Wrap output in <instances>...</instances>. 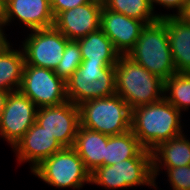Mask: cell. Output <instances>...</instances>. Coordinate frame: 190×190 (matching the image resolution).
<instances>
[{"mask_svg":"<svg viewBox=\"0 0 190 190\" xmlns=\"http://www.w3.org/2000/svg\"><path fill=\"white\" fill-rule=\"evenodd\" d=\"M181 114L165 98L136 107L131 110V131L146 150L152 151L160 143L183 134Z\"/></svg>","mask_w":190,"mask_h":190,"instance_id":"6da1fadb","label":"cell"},{"mask_svg":"<svg viewBox=\"0 0 190 190\" xmlns=\"http://www.w3.org/2000/svg\"><path fill=\"white\" fill-rule=\"evenodd\" d=\"M115 80L116 94L131 110L164 98V81L127 55L119 56L115 65Z\"/></svg>","mask_w":190,"mask_h":190,"instance_id":"7a4b0ae2","label":"cell"},{"mask_svg":"<svg viewBox=\"0 0 190 190\" xmlns=\"http://www.w3.org/2000/svg\"><path fill=\"white\" fill-rule=\"evenodd\" d=\"M126 55L163 81L177 73L172 59L165 18L146 24L135 46Z\"/></svg>","mask_w":190,"mask_h":190,"instance_id":"3957f363","label":"cell"},{"mask_svg":"<svg viewBox=\"0 0 190 190\" xmlns=\"http://www.w3.org/2000/svg\"><path fill=\"white\" fill-rule=\"evenodd\" d=\"M115 65L82 61L65 82L67 99L78 106L91 99L115 95Z\"/></svg>","mask_w":190,"mask_h":190,"instance_id":"277c9868","label":"cell"},{"mask_svg":"<svg viewBox=\"0 0 190 190\" xmlns=\"http://www.w3.org/2000/svg\"><path fill=\"white\" fill-rule=\"evenodd\" d=\"M80 126L113 136L131 130V109L117 94L78 105Z\"/></svg>","mask_w":190,"mask_h":190,"instance_id":"5b68a950","label":"cell"},{"mask_svg":"<svg viewBox=\"0 0 190 190\" xmlns=\"http://www.w3.org/2000/svg\"><path fill=\"white\" fill-rule=\"evenodd\" d=\"M90 183L109 189L134 186L157 187L153 176L152 152L145 148L134 158L100 166L90 174Z\"/></svg>","mask_w":190,"mask_h":190,"instance_id":"8992f818","label":"cell"},{"mask_svg":"<svg viewBox=\"0 0 190 190\" xmlns=\"http://www.w3.org/2000/svg\"><path fill=\"white\" fill-rule=\"evenodd\" d=\"M43 182L57 188L79 189L90 184V172L73 147H63L31 171Z\"/></svg>","mask_w":190,"mask_h":190,"instance_id":"52a82bcc","label":"cell"},{"mask_svg":"<svg viewBox=\"0 0 190 190\" xmlns=\"http://www.w3.org/2000/svg\"><path fill=\"white\" fill-rule=\"evenodd\" d=\"M19 91L38 108L68 101L65 81L52 69L24 65Z\"/></svg>","mask_w":190,"mask_h":190,"instance_id":"ba28073f","label":"cell"},{"mask_svg":"<svg viewBox=\"0 0 190 190\" xmlns=\"http://www.w3.org/2000/svg\"><path fill=\"white\" fill-rule=\"evenodd\" d=\"M31 32L22 42L25 65L55 70L70 40L54 26Z\"/></svg>","mask_w":190,"mask_h":190,"instance_id":"9c48e42d","label":"cell"},{"mask_svg":"<svg viewBox=\"0 0 190 190\" xmlns=\"http://www.w3.org/2000/svg\"><path fill=\"white\" fill-rule=\"evenodd\" d=\"M38 107L19 90L10 92L0 117V136L13 148L35 123Z\"/></svg>","mask_w":190,"mask_h":190,"instance_id":"30bf717a","label":"cell"},{"mask_svg":"<svg viewBox=\"0 0 190 190\" xmlns=\"http://www.w3.org/2000/svg\"><path fill=\"white\" fill-rule=\"evenodd\" d=\"M36 122L62 147H73L80 126L79 107L68 100L60 105L38 108Z\"/></svg>","mask_w":190,"mask_h":190,"instance_id":"8fae6325","label":"cell"},{"mask_svg":"<svg viewBox=\"0 0 190 190\" xmlns=\"http://www.w3.org/2000/svg\"><path fill=\"white\" fill-rule=\"evenodd\" d=\"M103 4L91 1L58 13L53 26L69 40H78L100 28Z\"/></svg>","mask_w":190,"mask_h":190,"instance_id":"7c38bea8","label":"cell"},{"mask_svg":"<svg viewBox=\"0 0 190 190\" xmlns=\"http://www.w3.org/2000/svg\"><path fill=\"white\" fill-rule=\"evenodd\" d=\"M16 18L30 30L54 24L50 0H2L3 28Z\"/></svg>","mask_w":190,"mask_h":190,"instance_id":"4fadbf2b","label":"cell"},{"mask_svg":"<svg viewBox=\"0 0 190 190\" xmlns=\"http://www.w3.org/2000/svg\"><path fill=\"white\" fill-rule=\"evenodd\" d=\"M145 25L143 21L102 7L100 29L120 55H126L135 46Z\"/></svg>","mask_w":190,"mask_h":190,"instance_id":"5bb4252c","label":"cell"},{"mask_svg":"<svg viewBox=\"0 0 190 190\" xmlns=\"http://www.w3.org/2000/svg\"><path fill=\"white\" fill-rule=\"evenodd\" d=\"M62 148L55 137L35 121L12 149L16 153L18 162H31L30 168L32 171L44 159Z\"/></svg>","mask_w":190,"mask_h":190,"instance_id":"9a60e30c","label":"cell"},{"mask_svg":"<svg viewBox=\"0 0 190 190\" xmlns=\"http://www.w3.org/2000/svg\"><path fill=\"white\" fill-rule=\"evenodd\" d=\"M186 137L181 134L160 143L151 151L154 180L159 175L160 168L167 170L168 168L190 165V140Z\"/></svg>","mask_w":190,"mask_h":190,"instance_id":"2e32d148","label":"cell"},{"mask_svg":"<svg viewBox=\"0 0 190 190\" xmlns=\"http://www.w3.org/2000/svg\"><path fill=\"white\" fill-rule=\"evenodd\" d=\"M172 59L178 73H190V23L179 16L165 18Z\"/></svg>","mask_w":190,"mask_h":190,"instance_id":"e0dca14e","label":"cell"},{"mask_svg":"<svg viewBox=\"0 0 190 190\" xmlns=\"http://www.w3.org/2000/svg\"><path fill=\"white\" fill-rule=\"evenodd\" d=\"M107 140L108 136L103 133L82 126L78 127L73 148L90 173L104 166Z\"/></svg>","mask_w":190,"mask_h":190,"instance_id":"ac0fdd59","label":"cell"},{"mask_svg":"<svg viewBox=\"0 0 190 190\" xmlns=\"http://www.w3.org/2000/svg\"><path fill=\"white\" fill-rule=\"evenodd\" d=\"M76 41L80 46L82 61H89V63H117L119 59L120 53L100 28Z\"/></svg>","mask_w":190,"mask_h":190,"instance_id":"d6986e66","label":"cell"},{"mask_svg":"<svg viewBox=\"0 0 190 190\" xmlns=\"http://www.w3.org/2000/svg\"><path fill=\"white\" fill-rule=\"evenodd\" d=\"M10 45L8 42L0 50V89L14 92L21 85L25 56L23 49L14 50Z\"/></svg>","mask_w":190,"mask_h":190,"instance_id":"ffe728a7","label":"cell"},{"mask_svg":"<svg viewBox=\"0 0 190 190\" xmlns=\"http://www.w3.org/2000/svg\"><path fill=\"white\" fill-rule=\"evenodd\" d=\"M143 149L144 147L131 130L122 134L108 136L104 166L114 165L123 160L134 158Z\"/></svg>","mask_w":190,"mask_h":190,"instance_id":"44dd1931","label":"cell"},{"mask_svg":"<svg viewBox=\"0 0 190 190\" xmlns=\"http://www.w3.org/2000/svg\"><path fill=\"white\" fill-rule=\"evenodd\" d=\"M103 6L130 18L143 21L145 24L166 18V14H155L150 0H106Z\"/></svg>","mask_w":190,"mask_h":190,"instance_id":"7402d4cb","label":"cell"},{"mask_svg":"<svg viewBox=\"0 0 190 190\" xmlns=\"http://www.w3.org/2000/svg\"><path fill=\"white\" fill-rule=\"evenodd\" d=\"M168 93V94H167ZM164 98L180 112L190 107V73H175L164 81Z\"/></svg>","mask_w":190,"mask_h":190,"instance_id":"603a6c76","label":"cell"},{"mask_svg":"<svg viewBox=\"0 0 190 190\" xmlns=\"http://www.w3.org/2000/svg\"><path fill=\"white\" fill-rule=\"evenodd\" d=\"M82 62L81 50L76 40H70L65 47L63 57L54 72L66 80L77 70Z\"/></svg>","mask_w":190,"mask_h":190,"instance_id":"cb8c5ba5","label":"cell"},{"mask_svg":"<svg viewBox=\"0 0 190 190\" xmlns=\"http://www.w3.org/2000/svg\"><path fill=\"white\" fill-rule=\"evenodd\" d=\"M166 172L173 190H190V165L168 168Z\"/></svg>","mask_w":190,"mask_h":190,"instance_id":"d4e9b609","label":"cell"},{"mask_svg":"<svg viewBox=\"0 0 190 190\" xmlns=\"http://www.w3.org/2000/svg\"><path fill=\"white\" fill-rule=\"evenodd\" d=\"M91 1L92 0H50V4L52 13L55 17L60 12H64Z\"/></svg>","mask_w":190,"mask_h":190,"instance_id":"484cf974","label":"cell"},{"mask_svg":"<svg viewBox=\"0 0 190 190\" xmlns=\"http://www.w3.org/2000/svg\"><path fill=\"white\" fill-rule=\"evenodd\" d=\"M188 0H150V3H151V6H152V9L154 11L155 7L154 5H161L163 6L164 8L166 7V9H176V13L177 14H166V17H170V16H179L183 10H184V7L186 5V2Z\"/></svg>","mask_w":190,"mask_h":190,"instance_id":"4316f807","label":"cell"},{"mask_svg":"<svg viewBox=\"0 0 190 190\" xmlns=\"http://www.w3.org/2000/svg\"><path fill=\"white\" fill-rule=\"evenodd\" d=\"M179 17H180L182 20H184V21L190 23V0H188V1L186 2V5H185V7H184V10H183V12L179 15Z\"/></svg>","mask_w":190,"mask_h":190,"instance_id":"83f0119b","label":"cell"},{"mask_svg":"<svg viewBox=\"0 0 190 190\" xmlns=\"http://www.w3.org/2000/svg\"><path fill=\"white\" fill-rule=\"evenodd\" d=\"M10 92L0 89V117L2 116L6 99Z\"/></svg>","mask_w":190,"mask_h":190,"instance_id":"f1b7e54d","label":"cell"},{"mask_svg":"<svg viewBox=\"0 0 190 190\" xmlns=\"http://www.w3.org/2000/svg\"><path fill=\"white\" fill-rule=\"evenodd\" d=\"M2 28L3 27H0V50L9 42Z\"/></svg>","mask_w":190,"mask_h":190,"instance_id":"f546056e","label":"cell"},{"mask_svg":"<svg viewBox=\"0 0 190 190\" xmlns=\"http://www.w3.org/2000/svg\"><path fill=\"white\" fill-rule=\"evenodd\" d=\"M0 27H3V21H2V0H0Z\"/></svg>","mask_w":190,"mask_h":190,"instance_id":"4dcf8cb0","label":"cell"},{"mask_svg":"<svg viewBox=\"0 0 190 190\" xmlns=\"http://www.w3.org/2000/svg\"><path fill=\"white\" fill-rule=\"evenodd\" d=\"M104 4L106 0H92Z\"/></svg>","mask_w":190,"mask_h":190,"instance_id":"1f68e13d","label":"cell"}]
</instances>
